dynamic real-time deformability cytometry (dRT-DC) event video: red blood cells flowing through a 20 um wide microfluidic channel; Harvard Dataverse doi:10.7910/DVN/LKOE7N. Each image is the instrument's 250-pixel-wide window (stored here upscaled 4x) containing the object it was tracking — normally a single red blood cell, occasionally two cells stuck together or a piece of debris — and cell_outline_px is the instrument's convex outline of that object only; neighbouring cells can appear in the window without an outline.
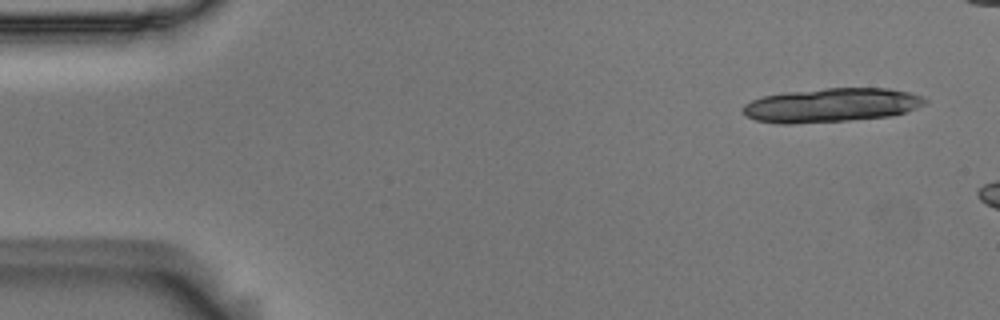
{"species": "Egyptian fruit bat (a non-hibernating species)", "species_latin": "Rousettus aegyptiacus", "temperature_condition": "room temperature", "stored_images_in_passage": 4, "camera_frame_rate_fps": 3000, "um_per_image_px": 0.085, "animal": {"sex": "male"}, "frame": {"image": 1, "passage_image": 1, "time_ms": 0.0, "image_size_px": [1000, 320], "cell_outline_px": [[928, 100], [924, 104], [916, 108], [892, 116], [848, 120], [788, 124], [776, 124], [756, 120], [748, 116], [740, 108], [744, 104], [752, 100], [764, 96], [788, 92], [824, 88], [888, 88], [908, 92], [924, 96]], "centroid_in_image_um": [70.67, 8.94], "position_along_channel_um": 14.3, "area_um2": 36.01}}